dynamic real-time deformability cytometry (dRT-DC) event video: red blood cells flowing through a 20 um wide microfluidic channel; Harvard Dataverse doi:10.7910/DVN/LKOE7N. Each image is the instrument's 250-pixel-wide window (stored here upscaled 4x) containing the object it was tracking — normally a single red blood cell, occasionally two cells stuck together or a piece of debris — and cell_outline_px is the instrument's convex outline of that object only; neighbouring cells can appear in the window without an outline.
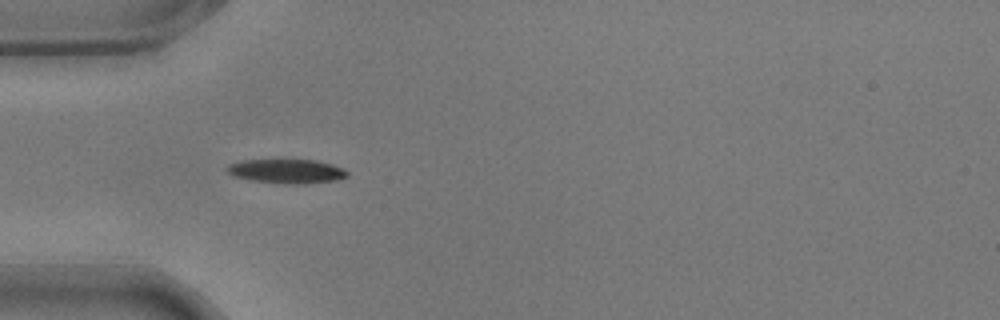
{"species": "common noctule bat (a hibernating species)", "species_latin": "Nyctalus noctula", "temperature_condition": "warm", "stored_images_in_passage": 9, "camera_frame_rate_fps": 3000, "um_per_image_px": 0.085, "animal": {"sex": "male", "body_mass_g": 17.9}, "frame": {"image": 1, "passage_image": 6, "time_ms": 1.667, "image_size_px": [1000, 320], "cell_outline_px": [[348, 176], [336, 180], [296, 184], [292, 184], [252, 180], [232, 176], [228, 172], [228, 164], [240, 160], [316, 160], [332, 164], [344, 168], [348, 172]], "centroid_in_image_um": [24.38, 14.54], "position_along_channel_um": 60.6, "area_um2": 16.76}}
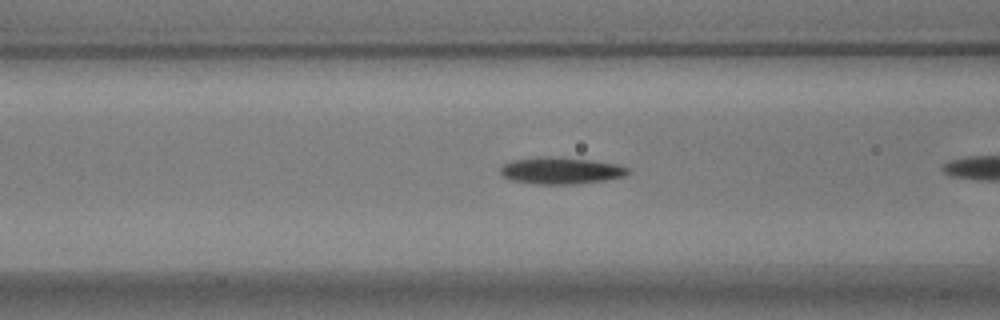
{"frame": {"image": 2, "passage_image": 8, "time_ms": 2.333, "image_size_px": [1000, 320], "cell_outline_px": [[628, 172], [624, 176], [604, 180], [572, 184], [536, 184], [512, 180], [504, 176], [500, 172], [500, 168], [504, 164], [512, 160], [536, 156], [552, 156], [592, 160], [616, 164], [628, 168]], "centroid_in_image_um": [47.63, 14.49], "position_along_channel_um": 119.0, "area_um2": 19.83}}